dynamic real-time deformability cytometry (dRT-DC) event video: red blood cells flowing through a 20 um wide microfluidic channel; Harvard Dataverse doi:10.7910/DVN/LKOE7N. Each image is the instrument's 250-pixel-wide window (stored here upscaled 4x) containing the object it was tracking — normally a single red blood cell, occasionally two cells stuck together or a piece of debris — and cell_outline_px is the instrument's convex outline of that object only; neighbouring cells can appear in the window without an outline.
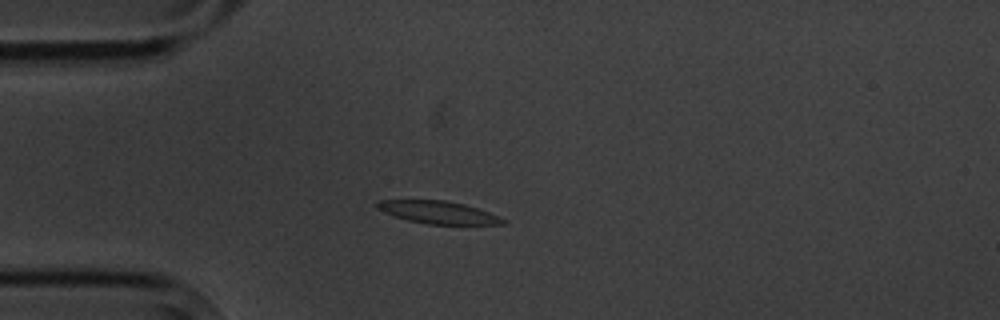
{"species": "common noctule bat (a hibernating species)", "species_latin": "Nyctalus noctula", "temperature_condition": "cold", "stored_images_in_passage": 7, "camera_frame_rate_fps": 3000, "um_per_image_px": 0.085, "animal": {"sex": "male", "body_mass_g": 20.1, "forearm_length_mm": 53.5}, "frame": {"image": 1, "passage_image": 5, "time_ms": 4.667, "image_size_px": [1000, 320], "cell_outline_px": [[504, 224], [428, 224], [408, 220], [384, 212], [376, 208], [372, 204], [376, 200], [444, 200], [464, 204], [488, 212], [504, 220]], "centroid_in_image_um": [37.14, 18.03], "position_along_channel_um": 47.9, "area_um2": 16.3}}
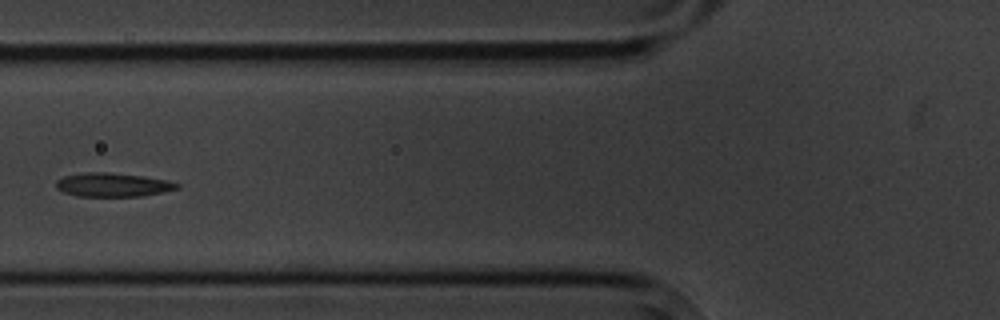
{"frame": {"image": 2, "passage_image": 7, "time_ms": 7.0, "image_size_px": [1000, 320], "cell_outline_px": [[180, 188], [164, 192], [140, 196], [76, 196], [64, 192], [56, 188], [56, 180], [64, 176], [84, 172], [108, 172], [144, 176], [168, 180], [180, 184]], "centroid_in_image_um": [9.6, 15.7], "position_along_channel_um": 116.2, "area_um2": 16.88}}